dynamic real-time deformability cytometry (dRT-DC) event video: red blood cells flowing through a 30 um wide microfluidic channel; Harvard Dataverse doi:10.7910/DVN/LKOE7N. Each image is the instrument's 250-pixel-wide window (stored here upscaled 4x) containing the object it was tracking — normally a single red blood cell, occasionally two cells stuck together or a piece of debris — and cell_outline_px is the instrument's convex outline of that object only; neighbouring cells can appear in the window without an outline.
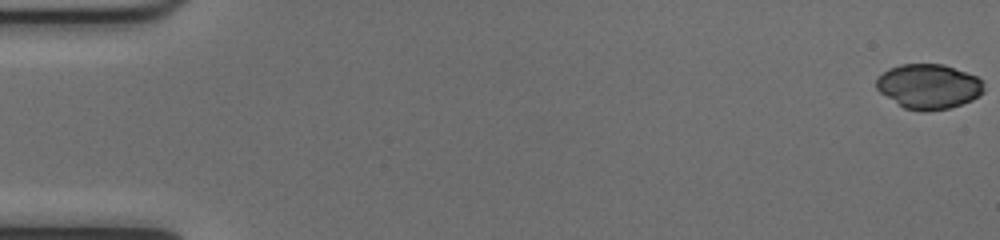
{"species": "common noctule bat (a hibernating species)", "species_latin": "Nyctalus noctula", "temperature_condition": "cold", "stored_images_in_passage": 10, "camera_frame_rate_fps": 3000, "um_per_image_px": 0.085, "animal": {"sex": "female", "body_mass_g": 17.0, "forearm_length_mm": 48.0}, "frame": {"image": 1, "passage_image": 1, "time_ms": 0.0, "image_size_px": [1000, 240], "cell_outline_px": [[984, 92], [980, 96], [972, 100], [948, 108], [924, 112], [904, 108], [880, 92], [876, 88], [876, 76], [888, 68], [900, 64], [944, 64], [976, 76], [984, 80]], "centroid_in_image_um": [78.94, 7.34], "position_along_channel_um": 6.1, "area_um2": 28.32}}